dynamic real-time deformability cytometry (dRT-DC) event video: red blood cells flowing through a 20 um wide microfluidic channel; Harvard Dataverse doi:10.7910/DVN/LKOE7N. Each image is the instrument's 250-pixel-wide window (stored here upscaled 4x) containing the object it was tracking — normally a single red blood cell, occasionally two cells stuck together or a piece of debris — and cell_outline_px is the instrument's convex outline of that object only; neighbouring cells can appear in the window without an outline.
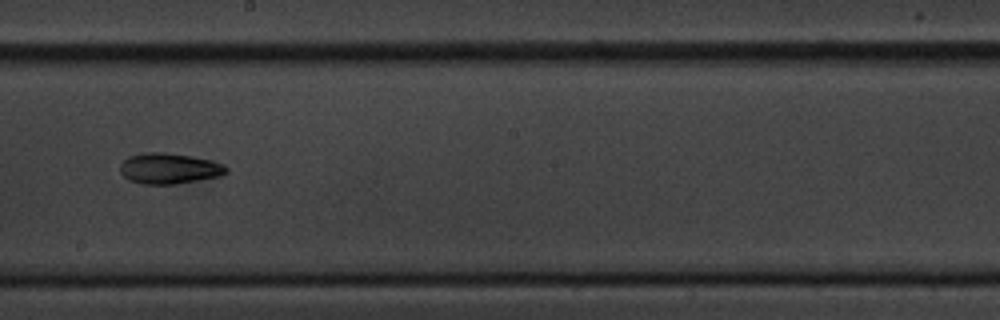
{"species": "common noctule bat (a hibernating species)", "species_latin": "Nyctalus noctula", "temperature_condition": "cold", "stored_images_in_passage": 22, "camera_frame_rate_fps": 3000, "um_per_image_px": 0.085, "animal": {"sex": "male", "body_mass_g": 20.1, "forearm_length_mm": 53.5}, "frame": {"image": 1, "passage_image": 19, "time_ms": 6.0, "image_size_px": [1000, 320], "cell_outline_px": [[228, 172], [220, 176], [176, 184], [144, 184], [128, 180], [120, 172], [120, 164], [128, 156], [148, 152], [164, 152], [212, 160], [224, 164], [228, 168]], "centroid_in_image_um": [14.38, 14.32], "position_along_channel_um": 233.8, "area_um2": 19.02}}